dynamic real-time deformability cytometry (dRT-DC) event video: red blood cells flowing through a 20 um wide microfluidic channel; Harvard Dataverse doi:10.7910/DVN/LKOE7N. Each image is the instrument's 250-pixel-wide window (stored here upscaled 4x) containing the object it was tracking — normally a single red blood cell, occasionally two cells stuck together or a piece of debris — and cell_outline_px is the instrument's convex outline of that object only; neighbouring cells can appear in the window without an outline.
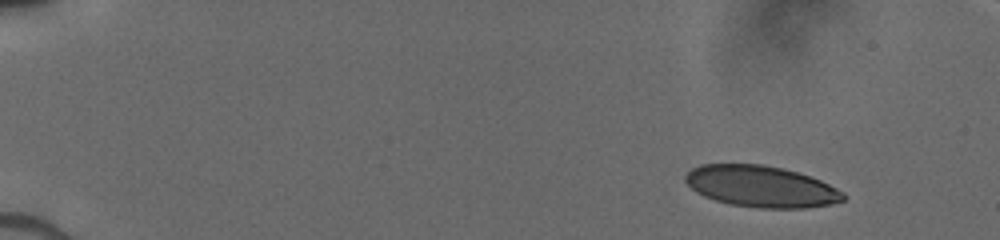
{"species": "human", "species_latin": "Homo sapiens", "temperature_condition": "cold", "stored_images_in_passage": 42, "camera_frame_rate_fps": 3000, "um_per_image_px": 0.085, "donor": {"sex": "male"}, "frame": {"image": 1, "passage_image": 1, "time_ms": 0.0, "image_size_px": [1000, 240], "cell_outline_px": [[844, 200], [832, 204], [804, 208], [760, 208], [732, 204], [716, 200], [704, 196], [696, 192], [684, 180], [684, 176], [692, 168], [700, 164], [760, 164], [780, 168], [796, 172], [820, 180], [844, 192]], "centroid_in_image_um": [64.67, 15.85], "position_along_channel_um": 20.3, "area_um2": 37.8}}
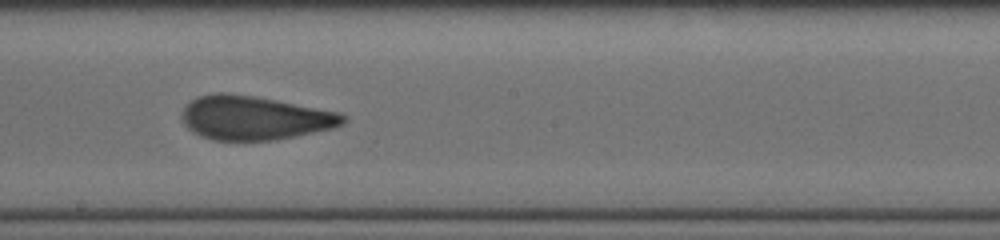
{"frame": {"image": 2, "passage_image": 24, "time_ms": 8.333, "image_size_px": [1000, 240], "cell_outline_px": [[348, 120], [344, 124], [332, 128], [296, 136], [276, 140], [212, 140], [200, 136], [192, 132], [184, 124], [180, 116], [184, 108], [192, 100], [200, 96], [216, 92], [224, 92], [252, 96], [276, 100], [340, 112]], "centroid_in_image_um": [21.62, 10.03], "position_along_channel_um": 226.6, "area_um2": 41.21}}
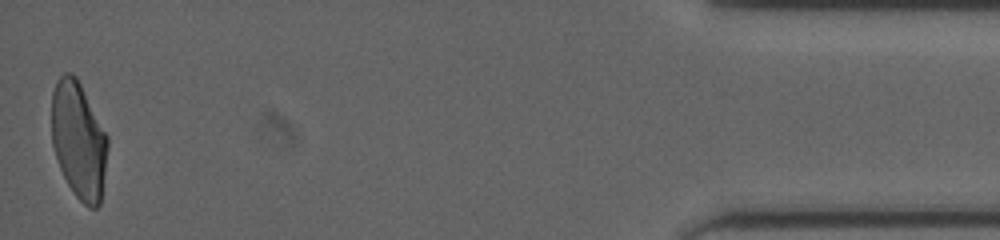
{"frame": {"image": 3, "passage_image": 42, "time_ms": 15.0, "image_size_px": [1000, 240], "cell_outline_px": [[108, 148], [100, 204], [96, 208], [88, 208], [76, 196], [68, 184], [60, 168], [52, 144], [52, 92], [56, 80], [64, 72], [72, 72], [76, 76], [108, 136]], "centroid_in_image_um": [6.69, 11.91], "position_along_channel_um": 428.5, "area_um2": 38.15}}